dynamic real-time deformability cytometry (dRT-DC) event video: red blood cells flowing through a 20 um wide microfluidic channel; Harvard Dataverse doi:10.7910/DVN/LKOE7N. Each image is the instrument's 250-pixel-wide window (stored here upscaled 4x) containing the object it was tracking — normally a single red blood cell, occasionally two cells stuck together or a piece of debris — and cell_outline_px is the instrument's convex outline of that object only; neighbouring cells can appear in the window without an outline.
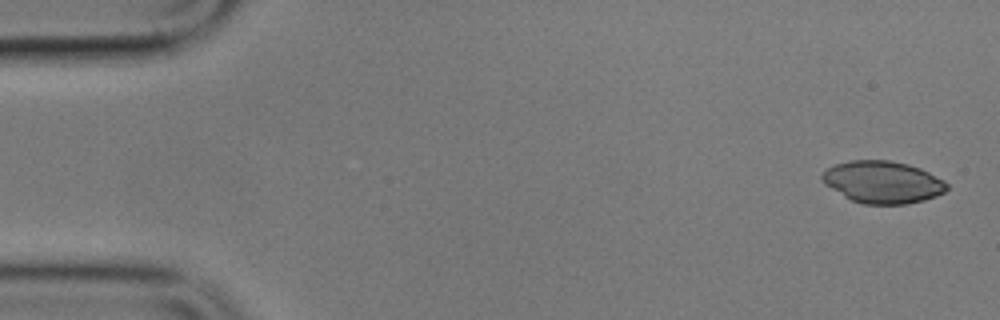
{"species": "common noctule bat (a hibernating species)", "species_latin": "Nyctalus noctula", "temperature_condition": "cold", "stored_images_in_passage": 5, "camera_frame_rate_fps": 3000, "um_per_image_px": 0.085, "animal": {"sex": "male", "body_mass_g": 17.9}, "frame": {"image": 1, "passage_image": 1, "time_ms": 0.0, "image_size_px": [1000, 320], "cell_outline_px": [[948, 188], [944, 192], [936, 196], [924, 200], [904, 204], [864, 204], [852, 200], [844, 196], [824, 184], [820, 176], [828, 168], [836, 164], [848, 160], [888, 160], [908, 164], [920, 168], [944, 180], [948, 184]], "centroid_in_image_um": [75.03, 15.47], "position_along_channel_um": 10.0, "area_um2": 30.58}}